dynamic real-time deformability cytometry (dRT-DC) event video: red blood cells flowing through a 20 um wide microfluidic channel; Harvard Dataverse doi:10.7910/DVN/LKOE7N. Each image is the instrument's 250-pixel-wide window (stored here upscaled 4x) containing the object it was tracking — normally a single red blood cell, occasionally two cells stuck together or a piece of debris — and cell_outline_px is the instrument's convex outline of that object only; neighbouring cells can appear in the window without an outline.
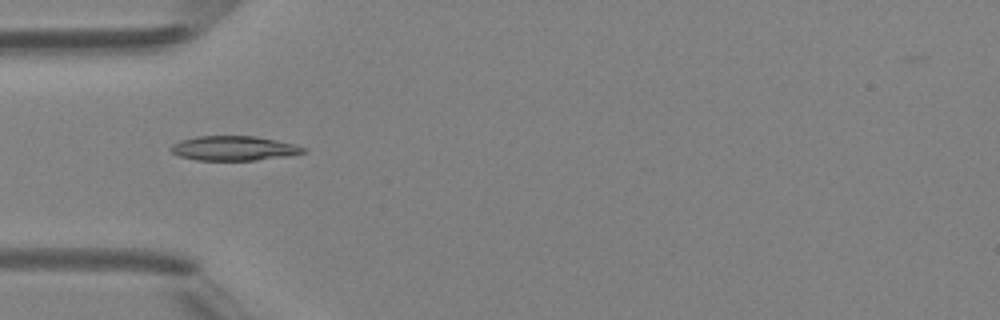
{"species": "Egyptian fruit bat (a non-hibernating species)", "species_latin": "Rousettus aegyptiacus", "temperature_condition": "room temperature", "stored_images_in_passage": 6, "camera_frame_rate_fps": 3000, "um_per_image_px": 0.085, "animal": {"sex": "female"}, "frame": {"image": 1, "passage_image": 4, "time_ms": 4.333, "image_size_px": [1000, 320], "cell_outline_px": [[308, 152], [288, 156], [256, 160], [196, 160], [180, 156], [172, 152], [168, 148], [172, 144], [180, 140], [196, 136], [256, 136], [296, 144], [308, 148]], "centroid_in_image_um": [19.91, 12.6], "position_along_channel_um": 65.1, "area_um2": 19.19}}
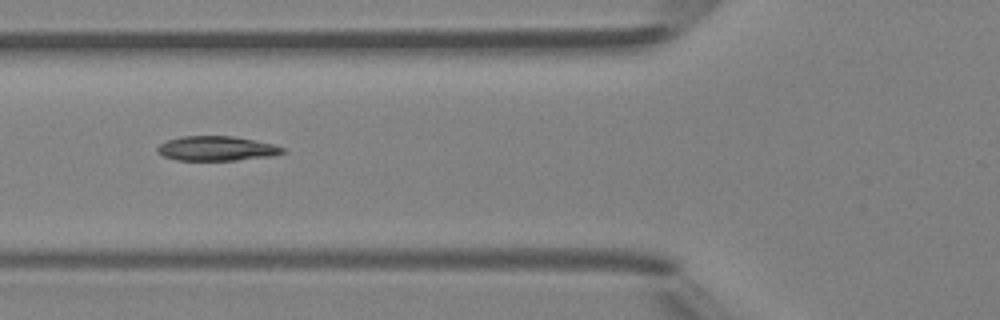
{"frame": {"image": 2, "passage_image": 5, "time_ms": 5.333, "image_size_px": [1000, 320], "cell_outline_px": [[288, 152], [272, 156], [236, 160], [176, 160], [164, 156], [156, 152], [156, 148], [160, 144], [168, 140], [180, 136], [232, 136], [256, 140], [272, 144], [284, 148]], "centroid_in_image_um": [18.42, 12.62], "position_along_channel_um": 107.4, "area_um2": 18.03}}
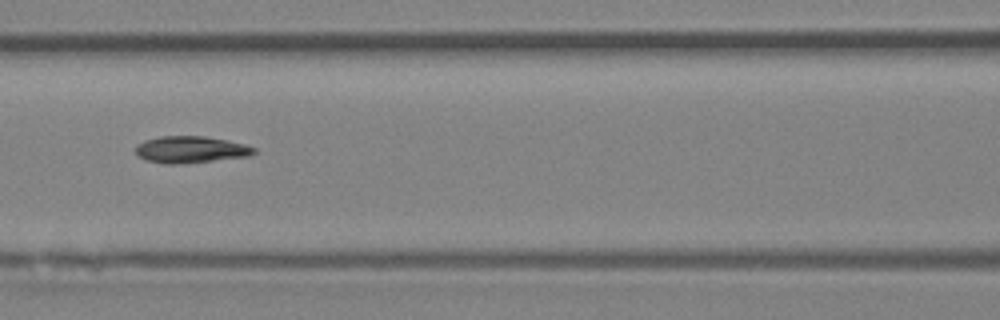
{"frame": {"image": 3, "passage_image": 6, "time_ms": 6.333, "image_size_px": [1000, 320], "cell_outline_px": [[256, 152], [248, 156], [176, 164], [164, 164], [144, 160], [136, 156], [136, 144], [144, 140], [160, 136], [204, 136], [244, 144], [256, 148]], "centroid_in_image_um": [16.13, 12.71], "position_along_channel_um": 150.5, "area_um2": 18.38}}